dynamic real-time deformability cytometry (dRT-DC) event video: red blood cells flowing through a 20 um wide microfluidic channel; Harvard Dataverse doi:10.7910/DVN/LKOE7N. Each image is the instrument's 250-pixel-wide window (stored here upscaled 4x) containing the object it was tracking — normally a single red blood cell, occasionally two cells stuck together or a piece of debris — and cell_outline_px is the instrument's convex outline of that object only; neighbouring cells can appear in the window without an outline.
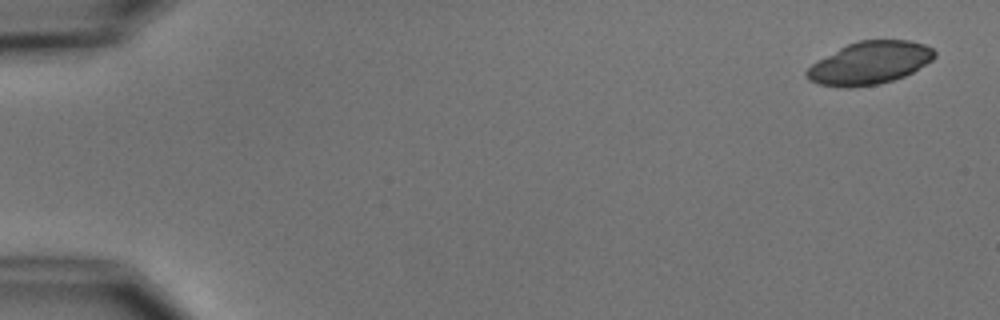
{"species": "common noctule bat (a hibernating species)", "species_latin": "Nyctalus noctula", "temperature_condition": "cold", "stored_images_in_passage": 5, "camera_frame_rate_fps": 3000, "um_per_image_px": 0.085, "animal": {"sex": "male", "body_mass_g": 15.6}, "frame": {"image": 1, "passage_image": 1, "time_ms": 0.0, "image_size_px": [1000, 320], "cell_outline_px": [[936, 56], [932, 60], [912, 72], [904, 76], [880, 84], [852, 88], [844, 88], [820, 84], [808, 80], [804, 76], [804, 72], [812, 64], [840, 48], [856, 40], [908, 40], [924, 44], [932, 48], [936, 52]], "centroid_in_image_um": [73.91, 5.36], "position_along_channel_um": 11.1, "area_um2": 31.79}}